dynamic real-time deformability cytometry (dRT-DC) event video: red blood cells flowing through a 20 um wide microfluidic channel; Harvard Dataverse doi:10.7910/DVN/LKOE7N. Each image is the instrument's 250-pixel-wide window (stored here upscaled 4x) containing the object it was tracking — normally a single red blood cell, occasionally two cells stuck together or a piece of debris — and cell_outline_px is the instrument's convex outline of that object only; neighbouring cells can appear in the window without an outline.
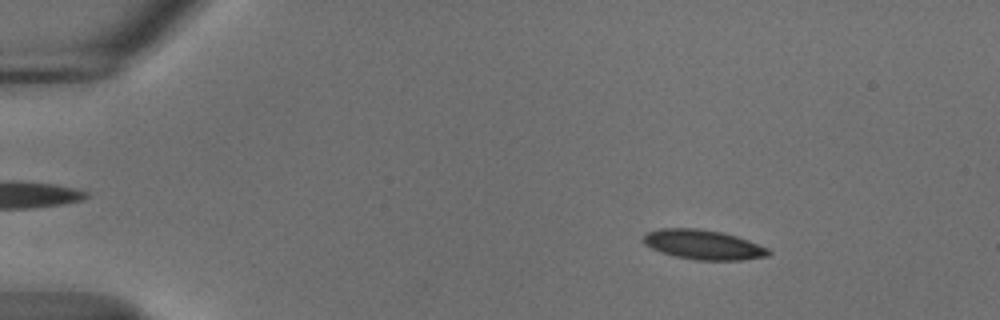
{"species": "common noctule bat (a hibernating species)", "species_latin": "Nyctalus noctula", "temperature_condition": "cold", "stored_images_in_passage": 55, "camera_frame_rate_fps": 3000, "um_per_image_px": 0.085, "animal": {"sex": "male", "body_mass_g": 18.8}, "frame": {"image": 1, "passage_image": 8, "time_ms": 2.333, "image_size_px": [1000, 320], "cell_outline_px": [[772, 252], [768, 256], [740, 260], [696, 260], [676, 256], [660, 252], [644, 244], [644, 236], [648, 232], [660, 228], [700, 228], [720, 232], [736, 236], [748, 240], [768, 248]], "centroid_in_image_um": [59.79, 20.79], "position_along_channel_um": 25.2, "area_um2": 21.5}}
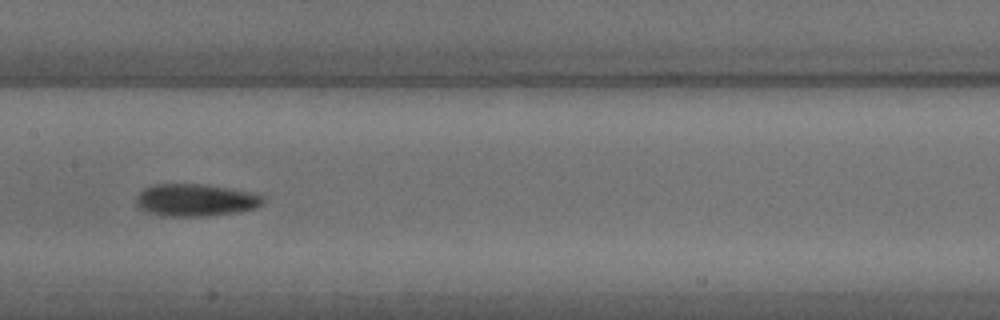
{"frame": {"image": 2, "passage_image": 28, "time_ms": 9.0, "image_size_px": [1000, 320], "cell_outline_px": [[264, 204], [256, 208], [240, 212], [204, 216], [160, 216], [148, 212], [140, 208], [136, 204], [136, 200], [140, 192], [144, 188], [156, 184], [204, 184], [252, 192], [264, 196]], "centroid_in_image_um": [16.66, 17.01], "position_along_channel_um": 190.7, "area_um2": 24.04}}
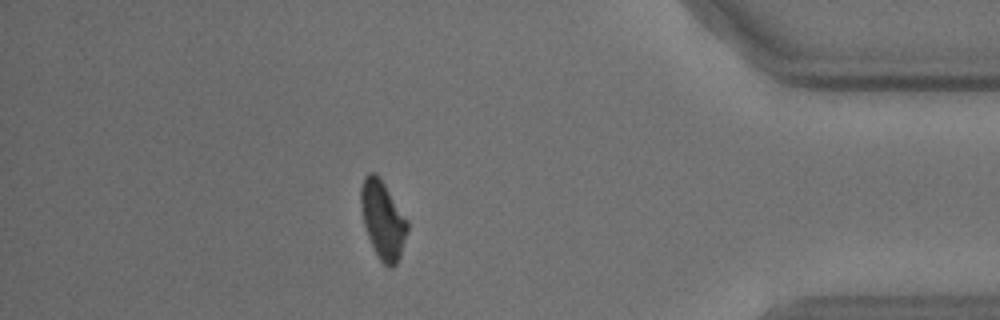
{"frame": {"image": 3, "passage_image": 48, "time_ms": 15.667, "image_size_px": [1000, 320], "cell_outline_px": [[408, 232], [400, 256], [396, 264], [392, 268], [388, 268], [380, 260], [368, 236], [364, 224], [360, 204], [360, 188], [364, 176], [368, 172], [372, 172], [384, 184], [408, 220]], "centroid_in_image_um": [32.54, 18.7], "position_along_channel_um": 402.7, "area_um2": 20.92}, "authors_computed_cell_mechanics": {"area_um2": 21.7906, "velocity_mm_per_s": 3.6922, "shape_relaxation_time_tau1_ms": 7.9689, "shape_relaxation_time_tau2_ms": null, "deformation_change_tau1": 0.1524, "deformation_change_tau2": null}}